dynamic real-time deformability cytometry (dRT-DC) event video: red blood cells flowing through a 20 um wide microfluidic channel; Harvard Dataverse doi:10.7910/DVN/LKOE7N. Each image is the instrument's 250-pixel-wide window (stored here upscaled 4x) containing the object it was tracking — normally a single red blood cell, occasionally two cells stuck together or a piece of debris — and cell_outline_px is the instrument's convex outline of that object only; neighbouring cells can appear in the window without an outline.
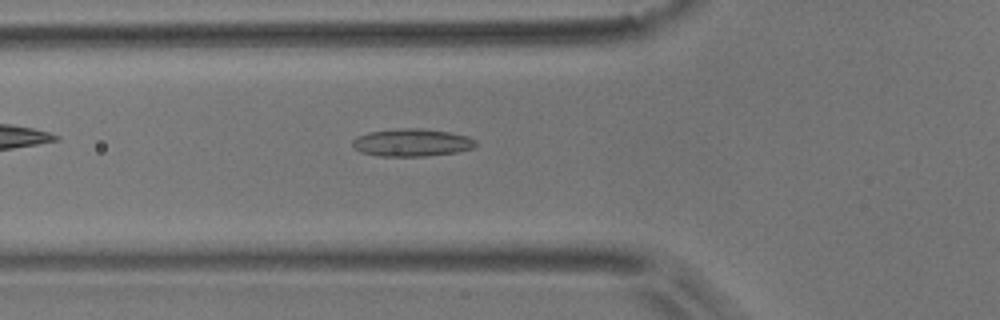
{"species": "common noctule bat (a hibernating species)", "species_latin": "Nyctalus noctula", "temperature_condition": "room temperature", "stored_images_in_passage": 53, "camera_frame_rate_fps": 3000, "um_per_image_px": 0.085, "animal": {"sex": "male", "body_mass_g": 17.9}, "frame": {"image": 1, "passage_image": 18, "time_ms": 5.667, "image_size_px": [1000, 320], "cell_outline_px": [[476, 144], [472, 148], [456, 152], [424, 156], [380, 156], [360, 152], [352, 148], [352, 140], [356, 136], [368, 132], [400, 128], [424, 128], [448, 132], [468, 136], [476, 140]], "centroid_in_image_um": [34.96, 12.11], "position_along_channel_um": 90.8, "area_um2": 19.94}}
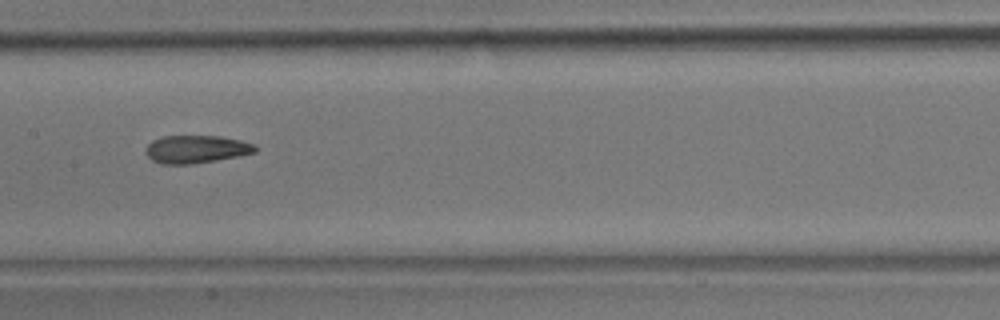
{"frame": {"image": 2, "passage_image": 26, "time_ms": 8.333, "image_size_px": [1000, 320], "cell_outline_px": [[256, 152], [216, 160], [192, 164], [160, 164], [152, 160], [144, 152], [148, 144], [152, 140], [164, 136], [220, 136], [240, 140], [256, 144]], "centroid_in_image_um": [16.65, 12.68], "position_along_channel_um": 190.7, "area_um2": 17.74}}
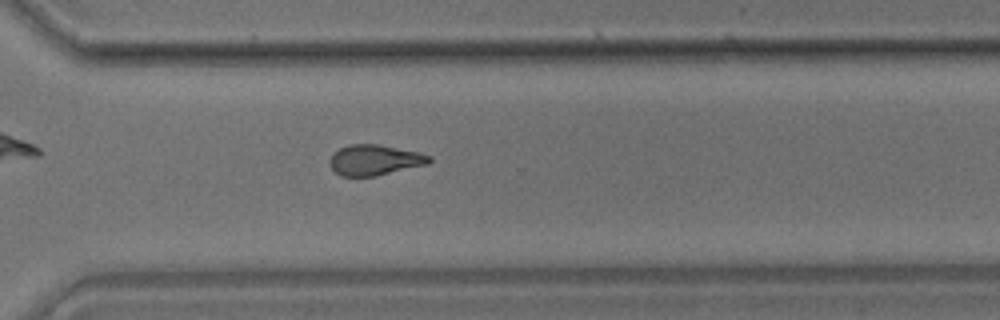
{"frame": {"image": 3, "passage_image": 38, "time_ms": 12.333, "image_size_px": [1000, 320], "cell_outline_px": [[432, 160], [428, 164], [376, 176], [340, 176], [328, 164], [328, 160], [332, 152], [340, 148], [352, 144], [376, 144], [420, 152], [432, 156]], "centroid_in_image_um": [31.83, 13.6], "position_along_channel_um": 338.8, "area_um2": 17.86}}